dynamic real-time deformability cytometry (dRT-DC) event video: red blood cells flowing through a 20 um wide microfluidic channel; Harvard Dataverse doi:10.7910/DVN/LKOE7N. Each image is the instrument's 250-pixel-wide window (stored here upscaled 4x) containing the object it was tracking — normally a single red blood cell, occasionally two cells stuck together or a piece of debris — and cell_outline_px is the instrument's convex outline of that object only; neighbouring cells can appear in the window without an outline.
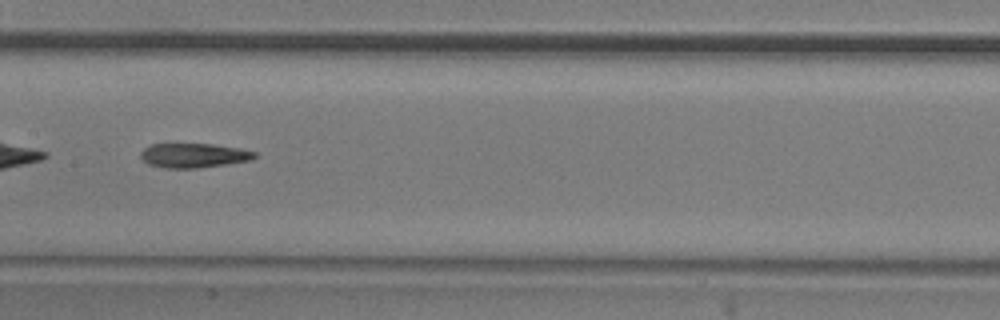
{"species": "common noctule bat (a hibernating species)", "species_latin": "Nyctalus noctula", "temperature_condition": "room temperature", "stored_images_in_passage": 31, "camera_frame_rate_fps": 3000, "um_per_image_px": 0.085, "animal": {"sex": "male", "body_mass_g": 20.5, "forearm_length_mm": 52.5}, "frame": {"image": 1, "passage_image": 10, "time_ms": 3.0, "image_size_px": [1000, 320], "cell_outline_px": [[256, 156], [252, 160], [196, 168], [164, 168], [148, 164], [140, 156], [140, 152], [144, 148], [152, 144], [212, 144], [240, 148], [256, 152]], "centroid_in_image_um": [16.46, 13.21], "position_along_channel_um": 190.9, "area_um2": 16.13}}